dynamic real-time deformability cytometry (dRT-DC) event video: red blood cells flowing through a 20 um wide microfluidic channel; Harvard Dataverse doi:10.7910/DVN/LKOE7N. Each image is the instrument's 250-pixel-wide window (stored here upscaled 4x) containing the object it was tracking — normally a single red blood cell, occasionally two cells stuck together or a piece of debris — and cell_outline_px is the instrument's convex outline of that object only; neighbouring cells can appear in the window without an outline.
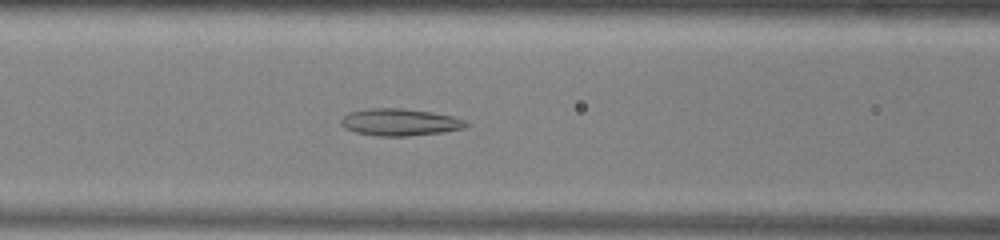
{"species": "common noctule bat (a hibernating species)", "species_latin": "Nyctalus noctula", "temperature_condition": "warm", "stored_images_in_passage": 45, "camera_frame_rate_fps": 3000, "um_per_image_px": 0.085, "animal": {"sex": "male", "body_mass_g": 13.0, "forearm_length_mm": 53.1}, "frame": {"image": 1, "passage_image": 14, "time_ms": 4.333, "image_size_px": [1000, 240], "cell_outline_px": [[472, 124], [464, 128], [444, 132], [408, 136], [376, 136], [356, 132], [344, 128], [340, 124], [340, 120], [348, 112], [372, 108], [400, 108], [432, 112], [452, 116], [464, 120]], "centroid_in_image_um": [33.99, 10.39], "position_along_channel_um": 132.6, "area_um2": 19.83}}
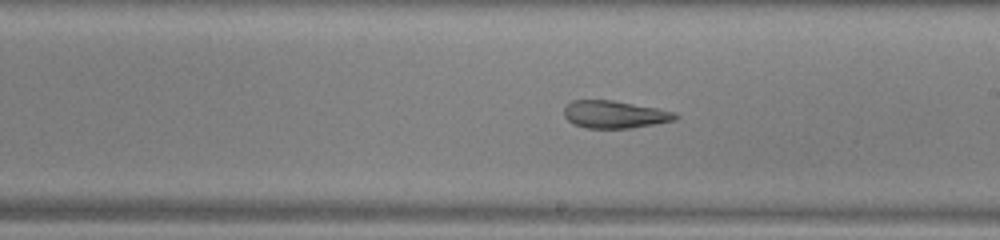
{"frame": {"image": 2, "passage_image": 22, "time_ms": 7.0, "image_size_px": [1000, 240], "cell_outline_px": [[680, 116], [676, 120], [656, 124], [632, 128], [588, 128], [572, 124], [564, 116], [564, 108], [572, 100], [612, 100], [656, 108], [676, 112]], "centroid_in_image_um": [52.26, 9.73], "position_along_channel_um": 236.7, "area_um2": 17.92}}
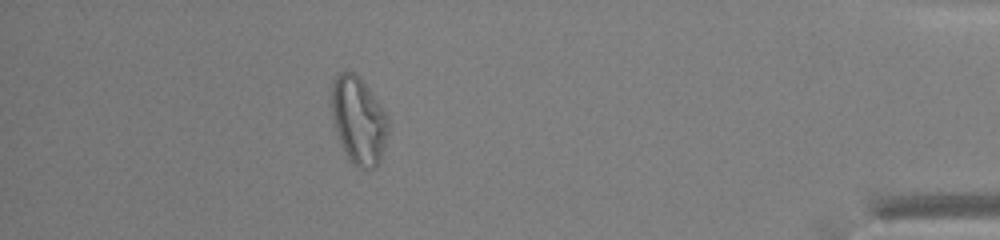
{"frame": {"image": 3, "passage_image": 39, "time_ms": 12.667, "image_size_px": [1000, 240], "cell_outline_px": [[388, 132], [380, 164], [376, 168], [356, 168], [348, 160], [344, 152], [332, 116], [328, 96], [332, 80], [336, 72], [352, 72], [360, 76], [388, 116]], "centroid_in_image_um": [30.45, 10.21], "position_along_channel_um": 404.8, "area_um2": 29.54}, "authors_computed_cell_mechanics": {"area_um2": 22.831, "velocity_mm_per_s": 3.9193, "shape_relaxation_time_tau1_ms": null, "shape_relaxation_time_tau2_ms": 2.1958, "deformation_change_tau1": null, "deformation_change_tau2": 0.1038}}